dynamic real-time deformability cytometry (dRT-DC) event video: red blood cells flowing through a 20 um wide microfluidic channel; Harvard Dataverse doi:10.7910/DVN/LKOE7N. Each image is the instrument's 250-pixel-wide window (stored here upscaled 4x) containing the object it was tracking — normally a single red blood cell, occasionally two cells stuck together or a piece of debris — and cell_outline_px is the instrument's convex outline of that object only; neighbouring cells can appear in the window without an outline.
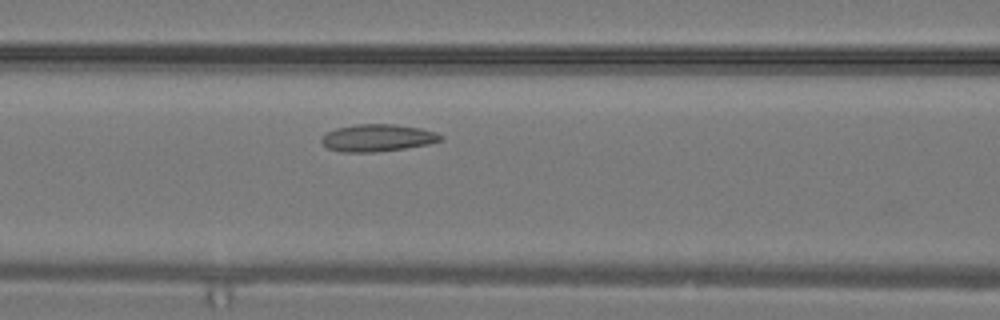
{"species": "common noctule bat (a hibernating species)", "species_latin": "Nyctalus noctula", "temperature_condition": "warm", "stored_images_in_passage": 16, "camera_frame_rate_fps": 3000, "um_per_image_px": 0.085, "animal": {"sex": "male", "body_mass_g": 19.2, "forearm_length_mm": 51.8}, "frame": {"image": 1, "passage_image": 10, "time_ms": 3.0, "image_size_px": [1000, 320], "cell_outline_px": [[444, 140], [428, 144], [404, 148], [376, 152], [340, 152], [328, 148], [320, 140], [328, 132], [336, 128], [356, 124], [392, 124], [420, 128], [436, 132], [444, 136]], "centroid_in_image_um": [32.12, 11.72], "position_along_channel_um": 134.5, "area_um2": 18.84}}
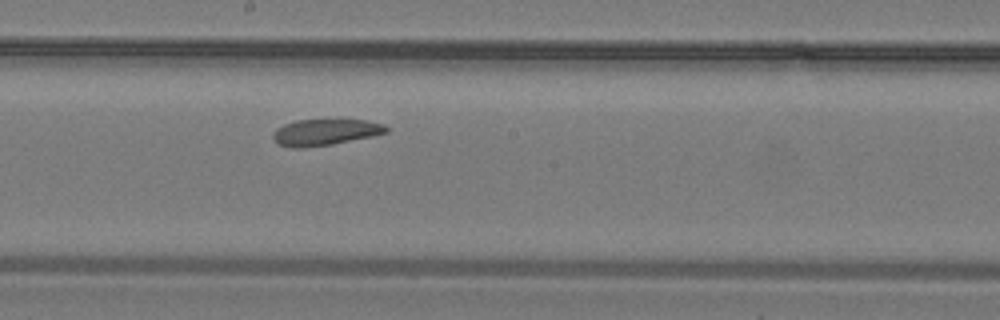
{"frame": {"image": 2, "passage_image": 14, "time_ms": 4.333, "image_size_px": [1000, 320], "cell_outline_px": [[388, 132], [372, 136], [332, 144], [300, 148], [292, 148], [276, 144], [272, 140], [272, 132], [276, 128], [284, 124], [296, 120], [336, 116], [340, 116], [364, 120], [384, 124], [388, 128]], "centroid_in_image_um": [27.61, 11.18], "position_along_channel_um": 220.6, "area_um2": 18.44}}
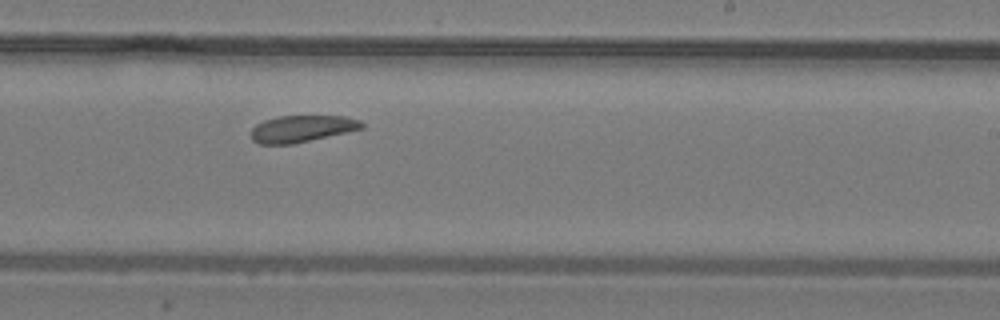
{"frame": {"image": 3, "passage_image": 16, "time_ms": 5.0, "image_size_px": [1000, 320], "cell_outline_px": [[364, 128], [348, 132], [292, 144], [260, 144], [252, 140], [252, 128], [256, 124], [264, 120], [276, 116], [344, 116], [360, 120], [364, 124]], "centroid_in_image_um": [25.66, 10.93], "position_along_channel_um": 263.3, "area_um2": 17.28}}